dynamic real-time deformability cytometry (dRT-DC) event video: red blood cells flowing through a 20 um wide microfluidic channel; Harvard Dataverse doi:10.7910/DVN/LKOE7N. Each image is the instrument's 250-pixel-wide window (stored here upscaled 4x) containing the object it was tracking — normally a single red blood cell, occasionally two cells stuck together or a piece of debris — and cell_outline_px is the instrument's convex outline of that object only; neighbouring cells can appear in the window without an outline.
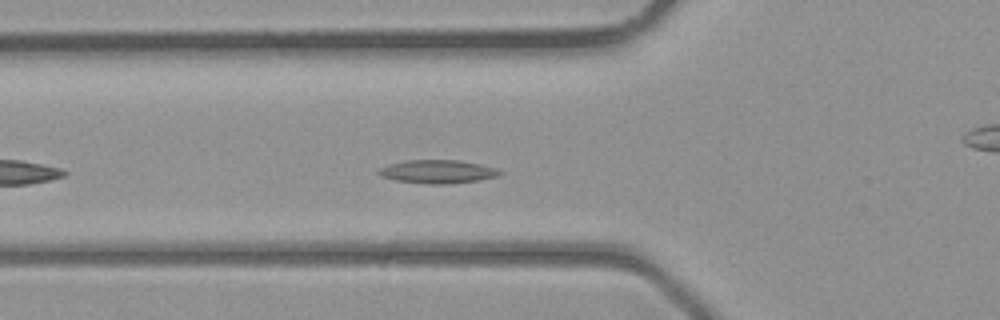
{"species": "common noctule bat (a hibernating species)", "species_latin": "Nyctalus noctula", "temperature_condition": "room temperature", "stored_images_in_passage": 23, "camera_frame_rate_fps": 3000, "um_per_image_px": 0.085, "animal": {"sex": "male", "body_mass_g": 23.1, "forearm_length_mm": 52.7}, "frame": {"image": 1, "passage_image": 5, "time_ms": 1.333, "image_size_px": [1000, 320], "cell_outline_px": [[504, 172], [496, 176], [480, 180], [452, 184], [424, 184], [396, 180], [380, 176], [376, 172], [380, 168], [388, 164], [404, 160], [456, 160], [480, 164], [496, 168]], "centroid_in_image_um": [37.18, 14.59], "position_along_channel_um": 88.6, "area_um2": 16.65}}
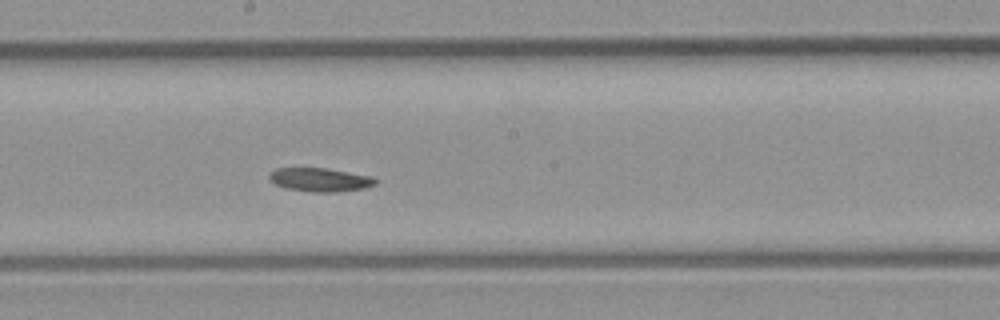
{"frame": {"image": 2, "passage_image": 13, "time_ms": 4.0, "image_size_px": [1000, 320], "cell_outline_px": [[376, 184], [364, 188], [336, 192], [308, 192], [288, 188], [276, 184], [268, 180], [268, 176], [276, 168], [324, 168], [372, 176], [376, 180]], "centroid_in_image_um": [27.19, 15.28], "position_along_channel_um": 221.0, "area_um2": 14.51}}
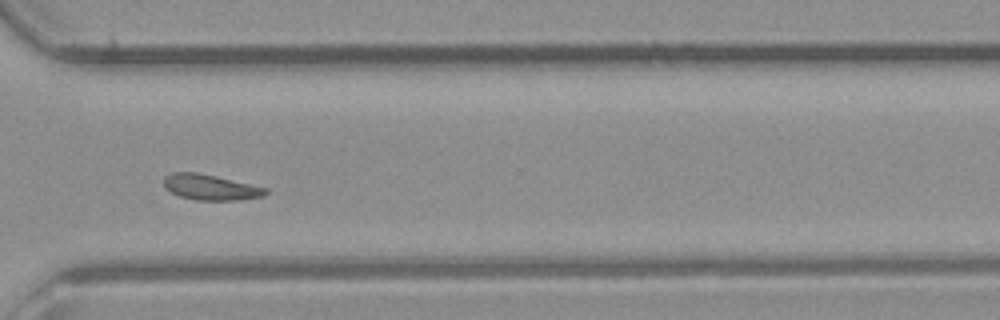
{"frame": {"image": 3, "passage_image": 21, "time_ms": 6.667, "image_size_px": [1000, 320], "cell_outline_px": [[268, 192], [264, 196], [240, 200], [196, 200], [180, 196], [164, 188], [164, 176], [172, 172], [196, 172], [216, 176], [268, 188]], "centroid_in_image_um": [17.9, 15.91], "position_along_channel_um": 352.7, "area_um2": 15.2}}